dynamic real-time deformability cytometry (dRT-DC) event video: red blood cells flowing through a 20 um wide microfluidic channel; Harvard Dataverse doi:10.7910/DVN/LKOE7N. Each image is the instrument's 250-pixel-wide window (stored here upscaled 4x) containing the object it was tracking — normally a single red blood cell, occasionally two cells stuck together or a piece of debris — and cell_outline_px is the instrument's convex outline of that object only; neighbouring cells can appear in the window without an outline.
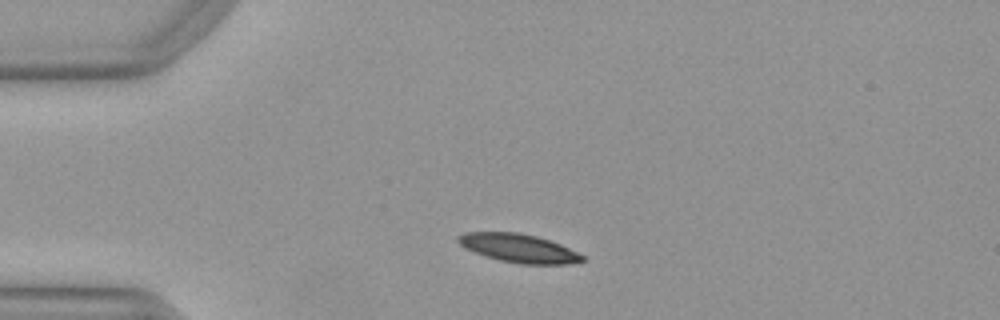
{"species": "Egyptian fruit bat (a non-hibernating species)", "species_latin": "Rousettus aegyptiacus", "temperature_condition": "warm", "stored_images_in_passage": 47, "camera_frame_rate_fps": 3000, "um_per_image_px": 0.085, "animal": {"sex": "female"}, "frame": {"image": 1, "passage_image": 7, "time_ms": 2.0, "image_size_px": [1000, 320], "cell_outline_px": [[584, 260], [568, 264], [520, 264], [500, 260], [484, 256], [464, 248], [456, 240], [456, 236], [464, 232], [516, 232], [536, 236], [560, 244], [584, 256]], "centroid_in_image_um": [44.03, 21.09], "position_along_channel_um": 41.0, "area_um2": 20.58}}
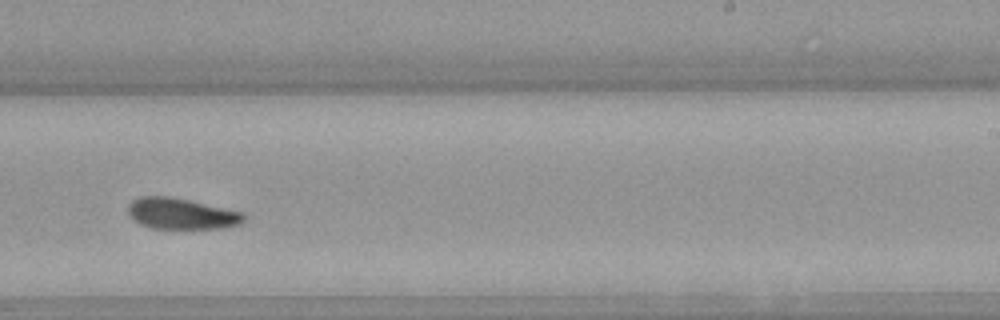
{"frame": {"image": 2, "passage_image": 27, "time_ms": 8.667, "image_size_px": [1000, 320], "cell_outline_px": [[244, 220], [240, 224], [228, 228], [148, 228], [132, 220], [128, 212], [128, 204], [132, 200], [140, 196], [168, 196], [188, 200], [240, 212], [244, 216]], "centroid_in_image_um": [15.35, 18.17], "position_along_channel_um": 273.7, "area_um2": 20.81}}
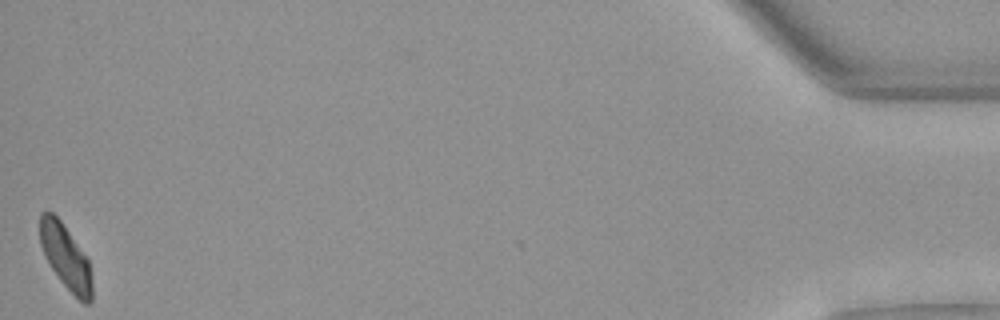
{"frame": {"image": 3, "passage_image": 46, "time_ms": 15.0, "image_size_px": [1000, 320], "cell_outline_px": [[92, 300], [88, 304], [84, 304], [60, 280], [52, 268], [40, 244], [40, 212], [52, 212], [60, 220], [88, 260], [92, 280]], "centroid_in_image_um": [5.59, 21.85], "position_along_channel_um": 429.6, "area_um2": 18.96}}